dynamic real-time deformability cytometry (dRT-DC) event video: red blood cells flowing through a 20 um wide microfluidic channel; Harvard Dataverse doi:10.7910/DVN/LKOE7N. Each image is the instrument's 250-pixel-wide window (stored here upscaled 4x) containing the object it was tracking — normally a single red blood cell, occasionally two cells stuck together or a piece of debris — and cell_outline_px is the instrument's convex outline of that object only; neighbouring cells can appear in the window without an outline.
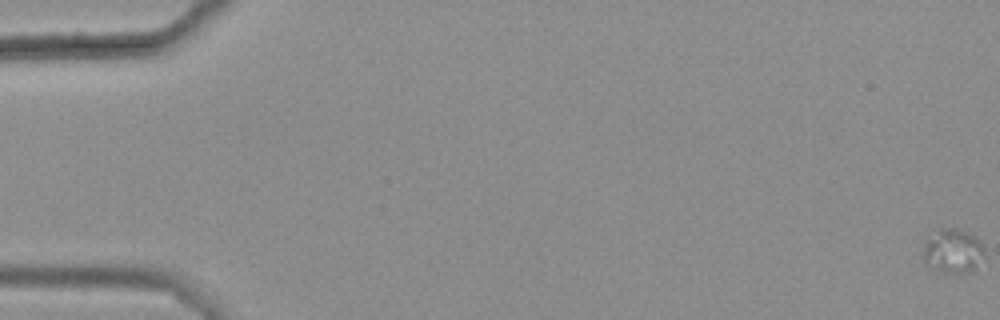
{"species": "common noctule bat (a hibernating species)", "species_latin": "Nyctalus noctula", "temperature_condition": "warm", "stored_images_in_passage": 13, "camera_frame_rate_fps": 3000, "um_per_image_px": 0.085, "animal": {"sex": "female", "body_mass_g": 25.1}, "frame": {"image": 1, "passage_image": 1, "time_ms": 0.0, "image_size_px": [1000, 320], "cell_outline_px": [[984, 256], [972, 272], [940, 272], [928, 268], [924, 264], [924, 244], [940, 228], [960, 228], [968, 232], [984, 248]], "centroid_in_image_um": [80.98, 21.36], "position_along_channel_um": 4.0, "area_um2": 15.61}}